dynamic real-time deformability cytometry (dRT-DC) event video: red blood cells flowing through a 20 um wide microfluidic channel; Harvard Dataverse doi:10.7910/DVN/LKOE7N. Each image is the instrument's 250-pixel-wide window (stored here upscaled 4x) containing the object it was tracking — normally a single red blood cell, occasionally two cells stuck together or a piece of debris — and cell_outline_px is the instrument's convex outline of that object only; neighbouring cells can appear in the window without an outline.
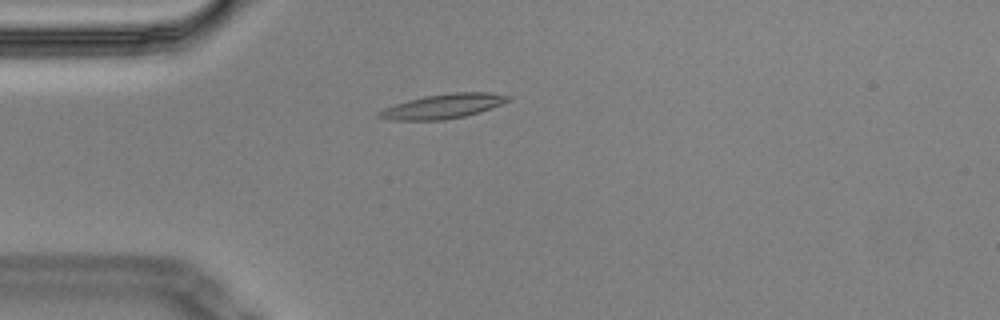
{"species": "Egyptian fruit bat (a non-hibernating species)", "species_latin": "Rousettus aegyptiacus", "temperature_condition": "cold", "stored_images_in_passage": 4, "camera_frame_rate_fps": 3000, "um_per_image_px": 0.085, "animal": {"sex": "male"}, "frame": {"image": 1, "passage_image": 4, "time_ms": 1.0, "image_size_px": [1000, 320], "cell_outline_px": [[512, 100], [480, 112], [464, 116], [444, 120], [388, 120], [376, 116], [376, 112], [384, 108], [408, 100], [424, 96], [452, 92], [492, 92], [512, 96]], "centroid_in_image_um": [37.68, 9.02], "position_along_channel_um": 47.3, "area_um2": 18.61}}